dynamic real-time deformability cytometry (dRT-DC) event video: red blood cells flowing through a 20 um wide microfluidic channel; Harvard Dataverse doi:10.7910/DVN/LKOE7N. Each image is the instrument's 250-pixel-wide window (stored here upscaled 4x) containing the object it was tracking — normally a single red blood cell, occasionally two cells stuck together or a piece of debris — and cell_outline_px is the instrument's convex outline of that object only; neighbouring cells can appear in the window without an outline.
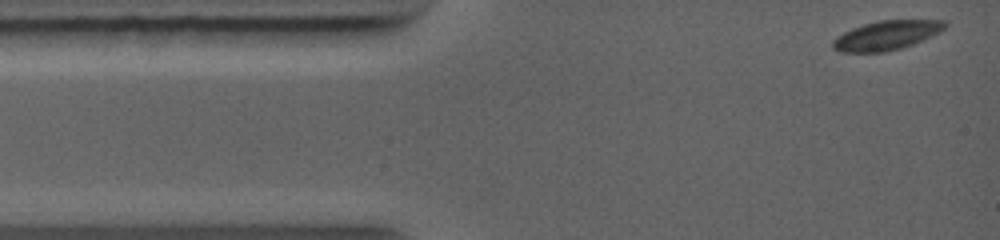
{"species": "common noctule bat (a hibernating species)", "species_latin": "Nyctalus noctula", "temperature_condition": "warm", "stored_images_in_passage": 10, "camera_frame_rate_fps": 5000, "um_per_image_px": 0.085, "animal": {"sex": "female", "body_mass_g": 19.0, "forearm_length_mm": 56.7}, "frame": {"image": 1, "passage_image": 1, "time_ms": 0.0, "image_size_px": [1000, 240], "cell_outline_px": [[948, 24], [944, 28], [932, 36], [912, 44], [900, 48], [884, 52], [840, 52], [832, 48], [832, 40], [836, 36], [852, 28], [864, 24], [880, 20], [944, 20]], "centroid_in_image_um": [75.32, 3.0], "position_along_channel_um": 9.7, "area_um2": 19.02}}
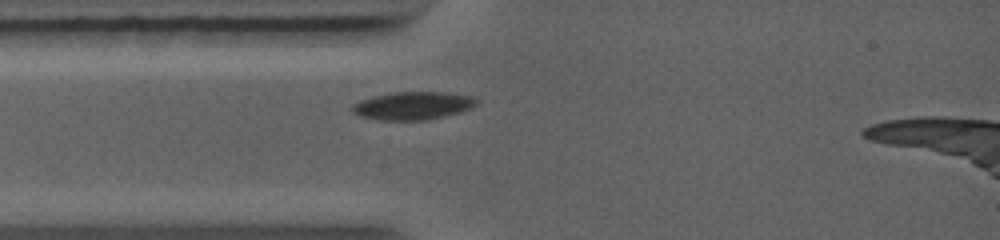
{"frame": {"image": 2, "passage_image": 6, "time_ms": 2.2, "image_size_px": [1000, 240], "cell_outline_px": [[480, 100], [472, 108], [460, 112], [428, 120], [380, 120], [360, 116], [352, 112], [352, 104], [360, 100], [372, 96], [392, 92], [444, 92], [476, 96]], "centroid_in_image_um": [35.13, 8.97], "position_along_channel_um": 49.9, "area_um2": 20.52}}
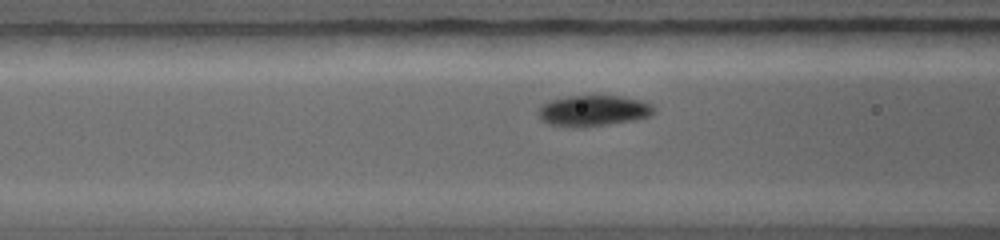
{"frame": {"image": 3, "passage_image": 9, "time_ms": 3.6, "image_size_px": [1000, 240], "cell_outline_px": [[652, 112], [648, 116], [636, 120], [584, 128], [576, 128], [548, 124], [536, 112], [536, 108], [540, 104], [564, 96], [620, 96], [644, 100], [652, 104]], "centroid_in_image_um": [50.38, 9.41], "position_along_channel_um": 116.2, "area_um2": 21.1}}